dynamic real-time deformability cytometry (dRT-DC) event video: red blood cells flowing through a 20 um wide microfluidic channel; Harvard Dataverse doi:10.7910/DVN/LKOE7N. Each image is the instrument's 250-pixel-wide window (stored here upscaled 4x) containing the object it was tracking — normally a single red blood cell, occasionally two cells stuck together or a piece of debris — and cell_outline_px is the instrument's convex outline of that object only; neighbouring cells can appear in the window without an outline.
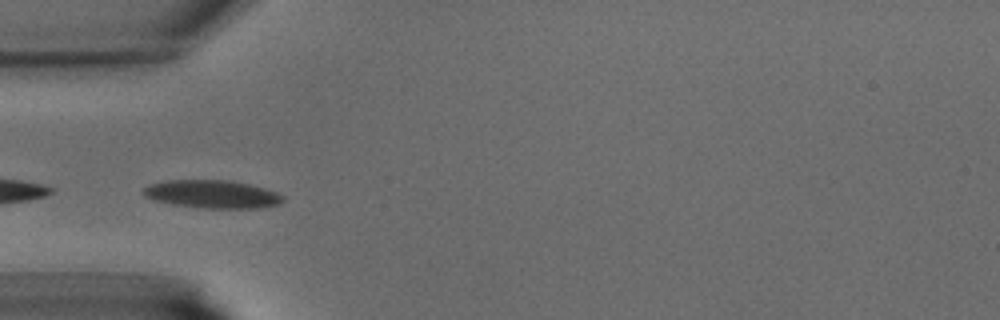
{"species": "common noctule bat (a hibernating species)", "species_latin": "Nyctalus noctula", "temperature_condition": "warm", "stored_images_in_passage": 19, "camera_frame_rate_fps": 3000, "um_per_image_px": 0.085, "animal": {"sex": "male", "body_mass_g": 15.6}, "frame": {"image": 1, "passage_image": 6, "time_ms": 1.667, "image_size_px": [1000, 320], "cell_outline_px": [[284, 200], [280, 204], [260, 208], [200, 208], [172, 204], [156, 200], [144, 196], [140, 192], [148, 184], [168, 180], [228, 180], [248, 184], [264, 188], [276, 192], [284, 196]], "centroid_in_image_um": [18.03, 16.5], "position_along_channel_um": 67.0, "area_um2": 22.89}}
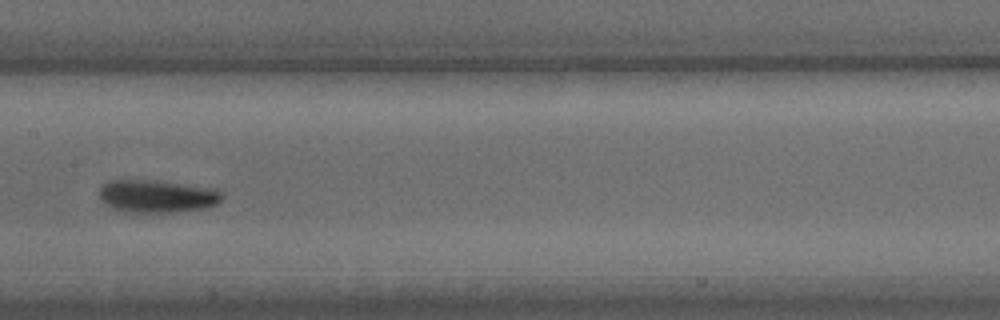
{"frame": {"image": 2, "passage_image": 14, "time_ms": 4.333, "image_size_px": [1000, 320], "cell_outline_px": [[224, 196], [216, 204], [204, 208], [168, 212], [124, 212], [112, 208], [104, 204], [100, 200], [100, 188], [108, 180], [152, 180], [204, 188], [220, 192]], "centroid_in_image_um": [13.24, 16.69], "position_along_channel_um": 194.2, "area_um2": 22.83}}
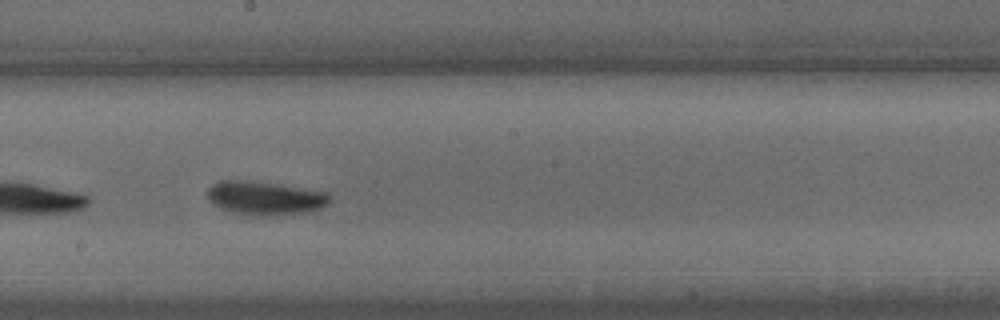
{"frame": {"image": 3, "passage_image": 16, "time_ms": 5.0, "image_size_px": [1000, 320], "cell_outline_px": [[332, 200], [328, 204], [320, 208], [308, 212], [256, 216], [232, 212], [212, 204], [208, 200], [208, 188], [212, 184], [220, 180], [248, 180], [280, 184], [328, 192], [332, 196]], "centroid_in_image_um": [22.55, 16.82], "position_along_channel_um": 225.7, "area_um2": 24.16}}